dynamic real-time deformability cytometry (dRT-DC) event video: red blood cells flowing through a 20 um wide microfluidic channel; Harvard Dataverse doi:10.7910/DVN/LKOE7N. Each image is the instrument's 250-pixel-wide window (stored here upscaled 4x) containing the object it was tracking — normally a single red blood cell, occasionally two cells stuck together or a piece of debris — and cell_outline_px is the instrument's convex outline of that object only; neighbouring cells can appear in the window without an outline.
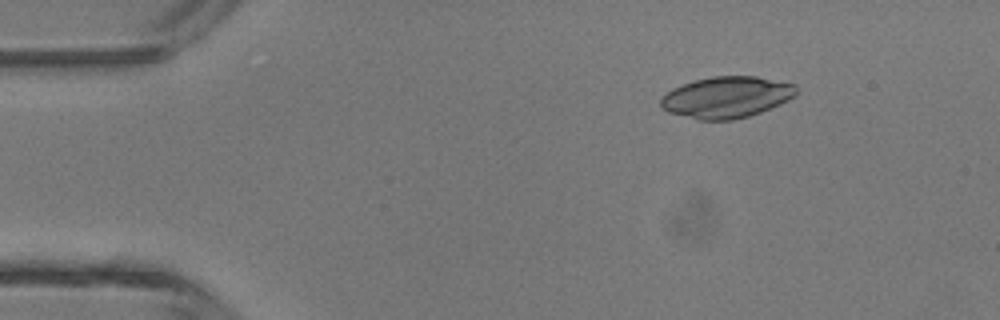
{"species": "common noctule bat (a hibernating species)", "species_latin": "Nyctalus noctula", "temperature_condition": "room temperature", "stored_images_in_passage": 4, "camera_frame_rate_fps": 3000, "um_per_image_px": 0.085, "animal": {"sex": "male", "body_mass_g": 13.3}, "frame": {"image": 1, "passage_image": 2, "time_ms": 0.333, "image_size_px": [1000, 320], "cell_outline_px": [[796, 96], [780, 104], [760, 112], [748, 116], [732, 120], [696, 120], [668, 112], [660, 108], [660, 100], [672, 88], [696, 80], [712, 76], [756, 76], [796, 84]], "centroid_in_image_um": [61.75, 8.27], "position_along_channel_um": 23.2, "area_um2": 32.71}}